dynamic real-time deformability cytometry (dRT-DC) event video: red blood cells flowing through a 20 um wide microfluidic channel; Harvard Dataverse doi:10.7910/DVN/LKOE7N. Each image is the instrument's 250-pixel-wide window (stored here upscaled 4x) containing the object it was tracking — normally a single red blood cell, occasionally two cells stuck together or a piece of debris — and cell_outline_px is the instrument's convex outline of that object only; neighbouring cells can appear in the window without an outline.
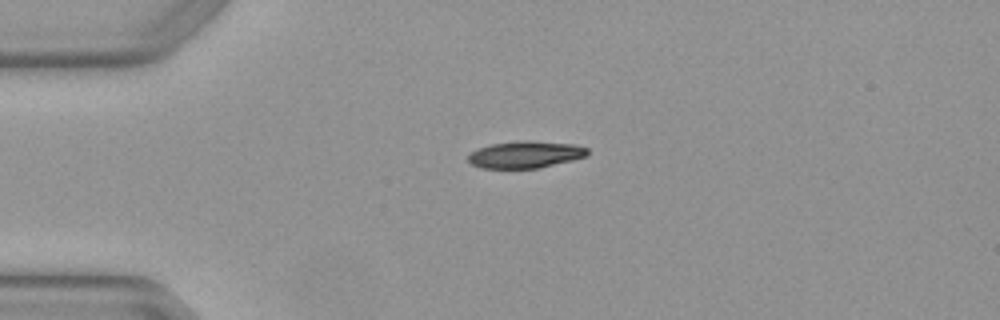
{"species": "Egyptian fruit bat (a non-hibernating species)", "species_latin": "Rousettus aegyptiacus", "temperature_condition": "warm", "stored_images_in_passage": 3, "camera_frame_rate_fps": 3000, "um_per_image_px": 0.085, "animal": {"sex": "female"}, "frame": {"image": 1, "passage_image": 1, "time_ms": 0.0, "image_size_px": [1000, 320], "cell_outline_px": [[588, 156], [540, 168], [480, 168], [472, 164], [468, 160], [468, 156], [472, 152], [480, 148], [492, 144], [520, 140], [528, 140], [572, 144], [588, 148]], "centroid_in_image_um": [44.68, 13.14], "position_along_channel_um": 40.3, "area_um2": 18.67}}
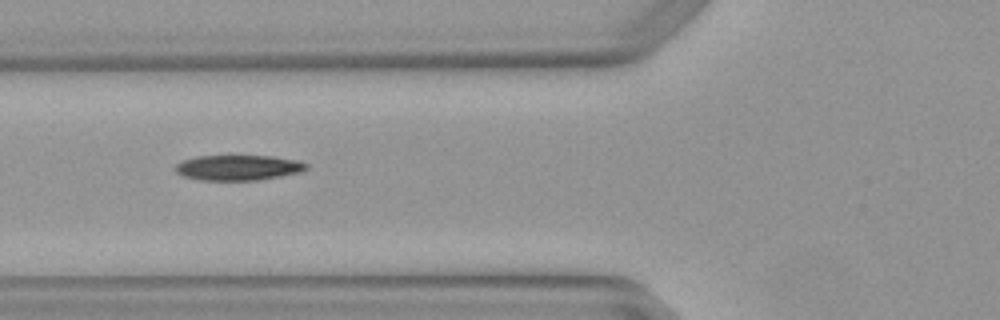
{"frame": {"image": 2, "passage_image": 3, "time_ms": 0.667, "image_size_px": [1000, 320], "cell_outline_px": [[308, 168], [300, 172], [280, 176], [256, 180], [200, 180], [184, 176], [176, 172], [172, 168], [180, 160], [196, 156], [272, 156], [300, 160], [308, 164]], "centroid_in_image_um": [20.22, 14.24], "position_along_channel_um": 105.6, "area_um2": 19.48}}